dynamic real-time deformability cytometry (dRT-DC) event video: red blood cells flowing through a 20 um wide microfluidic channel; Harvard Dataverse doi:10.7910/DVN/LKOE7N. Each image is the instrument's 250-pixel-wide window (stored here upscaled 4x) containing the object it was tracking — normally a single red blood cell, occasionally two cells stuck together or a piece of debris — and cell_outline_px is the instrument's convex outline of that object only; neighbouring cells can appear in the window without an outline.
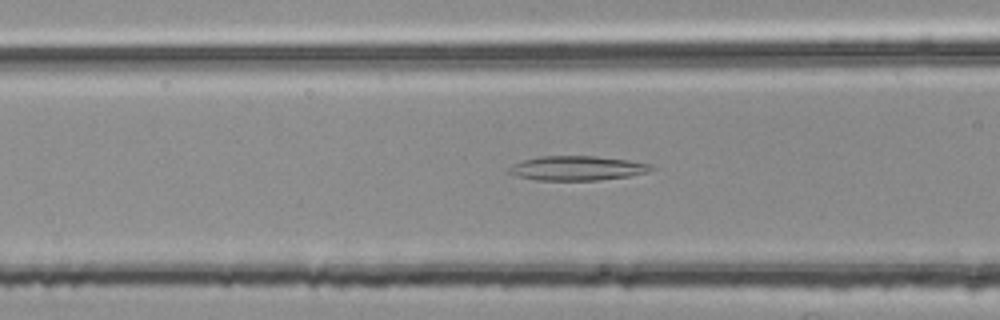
{"species": "common noctule bat (a hibernating species)", "species_latin": "Nyctalus noctula", "temperature_condition": "room temperature", "stored_images_in_passage": 53, "camera_frame_rate_fps": 3000, "um_per_image_px": 0.085, "animal": {"sex": "female", "body_mass_g": 25.1}, "frame": {"image": 1, "passage_image": 21, "time_ms": 6.667, "image_size_px": [1000, 320], "cell_outline_px": [[660, 168], [648, 172], [628, 176], [600, 180], [536, 180], [516, 176], [508, 172], [508, 168], [512, 164], [520, 160], [540, 156], [596, 156], [628, 160], [652, 164]], "centroid_in_image_um": [49.08, 14.29], "position_along_channel_um": 117.5, "area_um2": 20.58}}
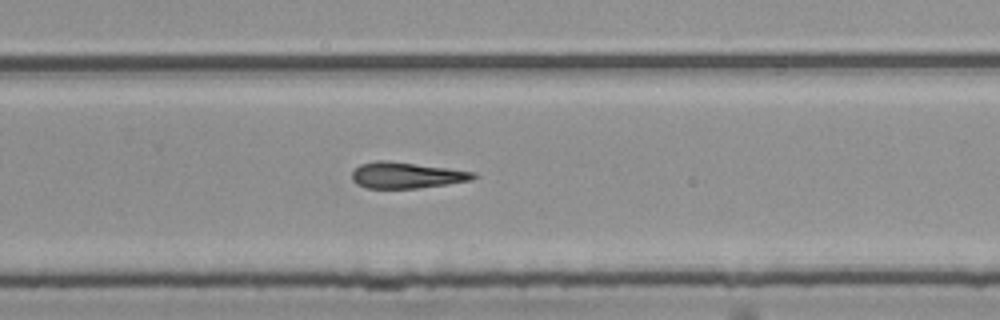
{"frame": {"image": 2, "passage_image": 35, "time_ms": 11.333, "image_size_px": [1000, 320], "cell_outline_px": [[480, 176], [472, 180], [448, 184], [416, 188], [364, 188], [356, 184], [352, 180], [352, 172], [360, 164], [376, 160], [388, 160], [448, 168], [476, 172]], "centroid_in_image_um": [34.56, 14.89], "position_along_channel_um": 295.2, "area_um2": 18.67}}
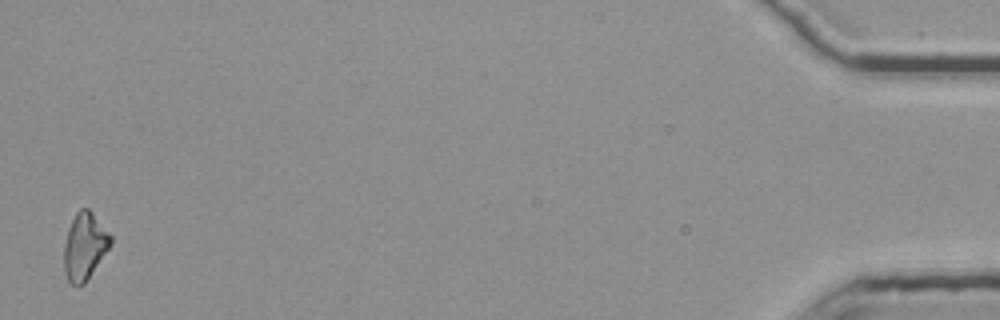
{"frame": {"image": 3, "passage_image": 53, "time_ms": 17.333, "image_size_px": [1000, 320], "cell_outline_px": [[112, 244], [84, 284], [72, 284], [68, 280], [64, 272], [64, 244], [68, 228], [76, 212], [80, 208], [88, 208], [92, 212], [112, 236]], "centroid_in_image_um": [7.19, 20.92], "position_along_channel_um": 428.0, "area_um2": 18.09}}